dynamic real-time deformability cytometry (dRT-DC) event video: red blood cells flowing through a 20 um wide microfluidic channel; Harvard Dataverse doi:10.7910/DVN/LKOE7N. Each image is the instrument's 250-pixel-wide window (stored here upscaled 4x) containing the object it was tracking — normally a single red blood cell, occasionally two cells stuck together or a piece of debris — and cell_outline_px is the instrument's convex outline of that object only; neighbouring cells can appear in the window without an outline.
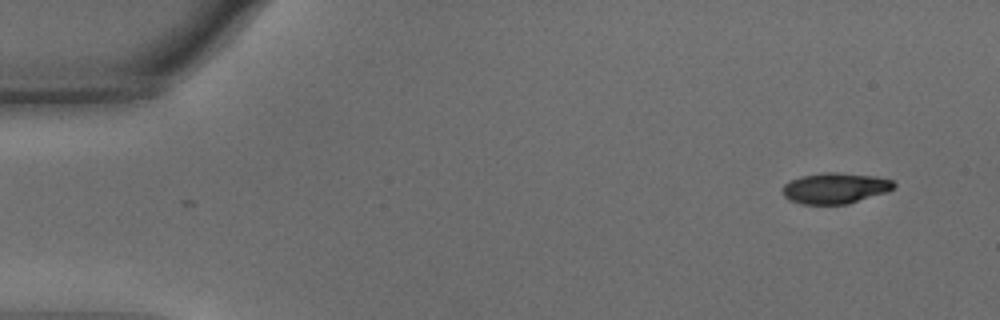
{"species": "common noctule bat (a hibernating species)", "species_latin": "Nyctalus noctula", "temperature_condition": "warm", "stored_images_in_passage": 10, "camera_frame_rate_fps": 3000, "um_per_image_px": 0.085, "animal": {"sex": "male", "body_mass_g": 15.6}, "frame": {"image": 1, "passage_image": 1, "time_ms": 0.0, "image_size_px": [1000, 320], "cell_outline_px": [[896, 184], [888, 192], [848, 204], [800, 204], [788, 200], [784, 196], [784, 184], [800, 176], [824, 172], [836, 172], [876, 176], [892, 180]], "centroid_in_image_um": [71.0, 16.0], "position_along_channel_um": 14.0, "area_um2": 20.06}}
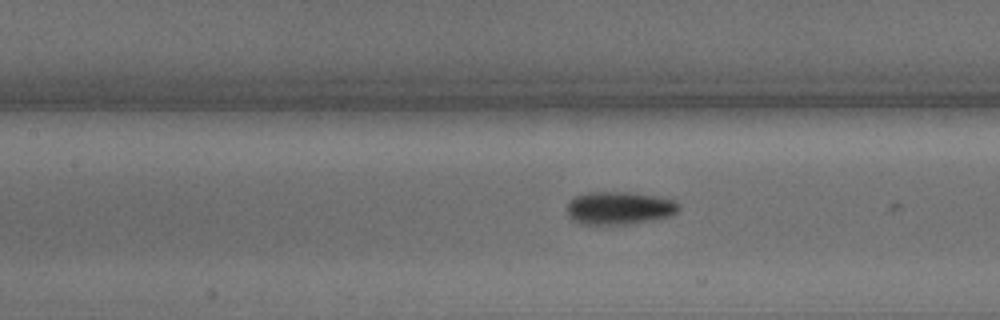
{"frame": {"image": 2, "passage_image": 6, "time_ms": 1.667, "image_size_px": [1000, 320], "cell_outline_px": [[680, 208], [672, 216], [636, 224], [580, 224], [572, 220], [568, 216], [568, 204], [576, 196], [588, 192], [632, 192], [656, 196], [676, 200], [680, 204]], "centroid_in_image_um": [52.7, 17.69], "position_along_channel_um": 154.7, "area_um2": 21.73}}
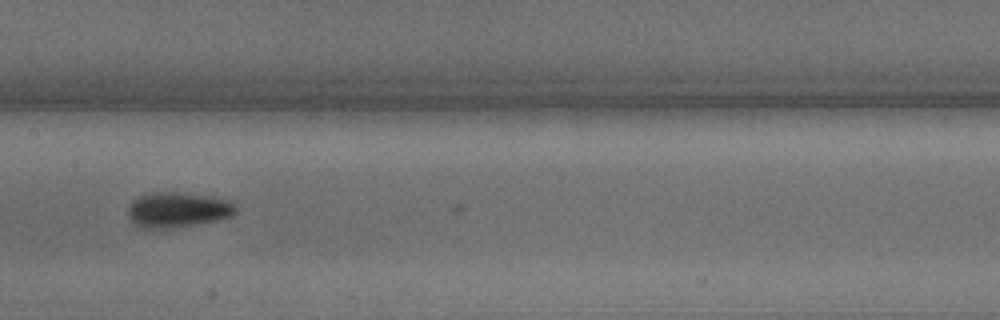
{"frame": {"image": 3, "passage_image": 9, "time_ms": 2.667, "image_size_px": [1000, 320], "cell_outline_px": [[236, 212], [232, 216], [216, 220], [196, 224], [164, 228], [144, 228], [136, 224], [128, 216], [128, 208], [132, 200], [148, 192], [172, 192], [204, 196], [232, 200], [236, 204]], "centroid_in_image_um": [15.11, 17.82], "position_along_channel_um": 192.3, "area_um2": 21.85}}